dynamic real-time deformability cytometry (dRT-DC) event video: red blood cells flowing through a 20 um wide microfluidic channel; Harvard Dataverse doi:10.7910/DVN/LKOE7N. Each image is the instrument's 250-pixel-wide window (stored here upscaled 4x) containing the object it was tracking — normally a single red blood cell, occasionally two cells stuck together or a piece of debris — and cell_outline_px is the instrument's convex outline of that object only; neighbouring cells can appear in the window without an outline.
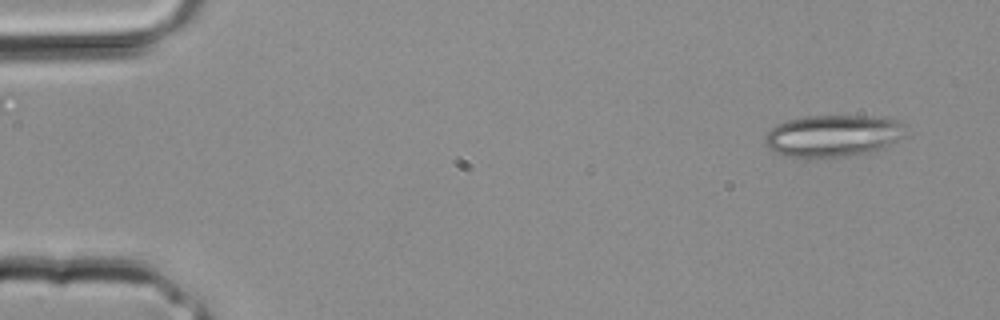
{"species": "common noctule bat (a hibernating species)", "species_latin": "Nyctalus noctula", "temperature_condition": "room temperature", "stored_images_in_passage": 34, "segment_of_instrument_passage": [1, 2], "camera_frame_rate_fps": 3000, "um_per_image_px": 0.085, "animal": {"sex": "male", "body_mass_g": 20.4}, "frame": {"image": 1, "passage_image": 2, "time_ms": 0.333, "image_size_px": [1000, 320], "cell_outline_px": [[904, 136], [900, 140], [880, 148], [868, 152], [836, 156], [784, 156], [772, 152], [764, 144], [764, 136], [776, 124], [784, 120], [804, 116], [884, 116], [896, 120], [904, 124]], "centroid_in_image_um": [70.77, 11.51], "position_along_channel_um": 14.2, "area_um2": 34.22}}